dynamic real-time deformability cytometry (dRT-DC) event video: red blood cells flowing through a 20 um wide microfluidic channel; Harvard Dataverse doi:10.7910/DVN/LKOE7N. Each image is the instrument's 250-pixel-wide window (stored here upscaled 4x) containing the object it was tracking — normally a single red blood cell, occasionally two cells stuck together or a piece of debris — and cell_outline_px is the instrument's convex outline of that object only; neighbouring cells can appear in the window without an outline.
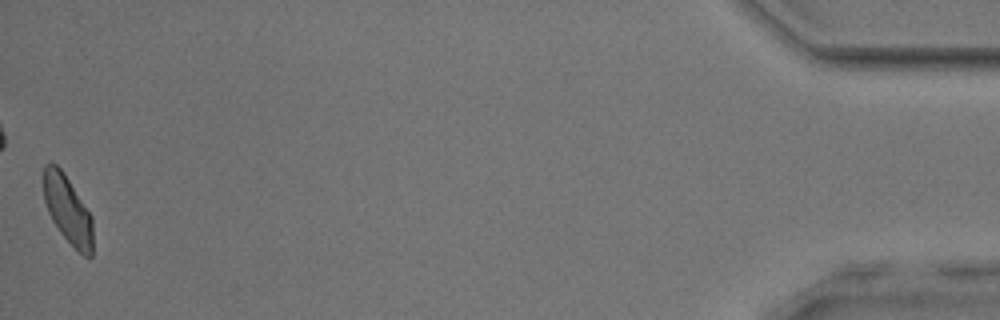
{"species": "common noctule bat (a hibernating species)", "species_latin": "Nyctalus noctula", "temperature_condition": "room temperature", "stored_images_in_passage": 54, "camera_frame_rate_fps": 3000, "um_per_image_px": 0.085, "animal": {"sex": "male", "body_mass_g": 17.9, "forearm_length_mm": 54.2}, "frame": {"image": 1, "passage_image": 54, "time_ms": 17.667, "image_size_px": [1000, 320], "cell_outline_px": [[92, 256], [84, 256], [60, 232], [52, 220], [48, 212], [44, 200], [44, 164], [56, 164], [64, 172], [92, 216]], "centroid_in_image_um": [5.75, 17.8], "position_along_channel_um": 429.4, "area_um2": 19.19}, "authors_computed_cell_mechanics": {"area_um2": 21.2993, "velocity_mm_per_s": 3.908, "shape_relaxation_time_tau1_ms": 4.9732, "shape_relaxation_time_tau2_ms": 1.5215, "deformation_change_tau1": 0.1107, "deformation_change_tau2": 0.0717}}